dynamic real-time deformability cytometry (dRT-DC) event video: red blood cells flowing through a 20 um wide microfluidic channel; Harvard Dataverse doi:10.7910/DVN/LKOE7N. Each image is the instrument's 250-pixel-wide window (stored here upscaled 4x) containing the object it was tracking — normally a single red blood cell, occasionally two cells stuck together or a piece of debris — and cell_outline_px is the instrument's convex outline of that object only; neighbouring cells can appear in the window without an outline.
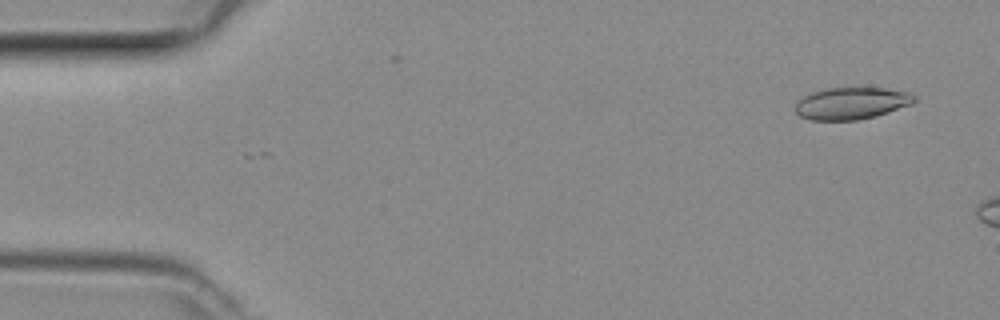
{"species": "common noctule bat (a hibernating species)", "species_latin": "Nyctalus noctula", "temperature_condition": "room temperature", "stored_images_in_passage": 4, "camera_frame_rate_fps": 3000, "um_per_image_px": 0.085, "animal": {"sex": "female", "body_mass_g": 29.2, "forearm_length_mm": 56.3}, "frame": {"image": 1, "passage_image": 1, "time_ms": 0.0, "image_size_px": [1000, 320], "cell_outline_px": [[916, 100], [912, 104], [876, 116], [856, 120], [812, 120], [800, 116], [796, 112], [796, 104], [804, 96], [812, 92], [828, 88], [884, 88], [908, 92], [916, 96]], "centroid_in_image_um": [72.4, 8.78], "position_along_channel_um": 12.6, "area_um2": 22.02}}